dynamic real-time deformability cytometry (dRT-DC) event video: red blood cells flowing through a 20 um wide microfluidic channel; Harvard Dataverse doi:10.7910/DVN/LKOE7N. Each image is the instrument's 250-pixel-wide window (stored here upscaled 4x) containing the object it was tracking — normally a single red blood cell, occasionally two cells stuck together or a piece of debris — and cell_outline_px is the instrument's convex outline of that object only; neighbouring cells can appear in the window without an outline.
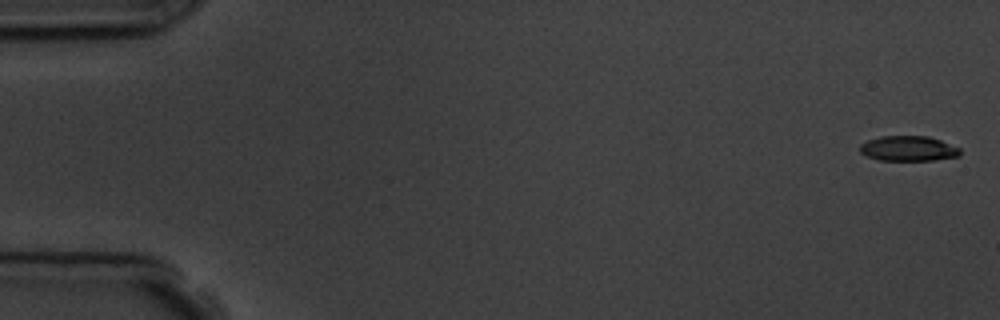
{"species": "common noctule bat (a hibernating species)", "species_latin": "Nyctalus noctula", "temperature_condition": "room temperature", "stored_images_in_passage": 11, "camera_frame_rate_fps": 3000, "um_per_image_px": 0.085, "animal": {"sex": "male", "body_mass_g": 19.5, "forearm_length_mm": 54.6}, "frame": {"image": 1, "passage_image": 1, "time_ms": 0.0, "image_size_px": [1000, 320], "cell_outline_px": [[960, 156], [936, 160], [880, 160], [868, 156], [860, 152], [860, 144], [868, 140], [880, 136], [928, 136], [940, 140], [960, 148]], "centroid_in_image_um": [77.22, 12.62], "position_along_channel_um": 7.8, "area_um2": 14.62}}
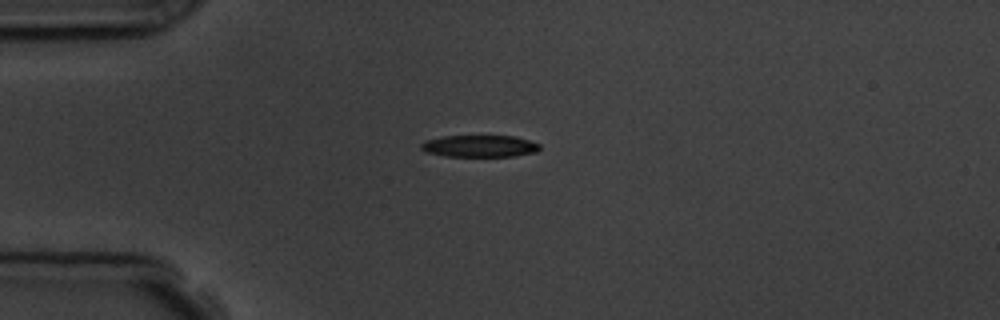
{"frame": {"image": 2, "passage_image": 4, "time_ms": 4.333, "image_size_px": [1000, 320], "cell_outline_px": [[540, 148], [536, 152], [516, 156], [444, 156], [428, 152], [420, 148], [420, 144], [424, 140], [444, 136], [516, 136], [540, 144]], "centroid_in_image_um": [40.77, 12.41], "position_along_channel_um": 44.2, "area_um2": 15.14}}
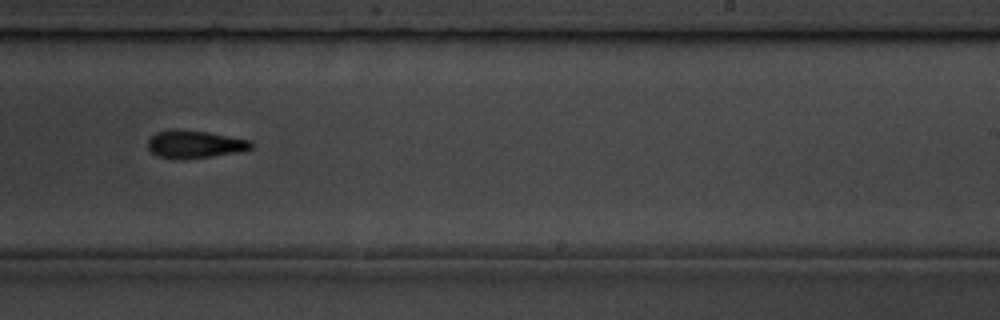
{"frame": {"image": 3, "passage_image": 10, "time_ms": 11.0, "image_size_px": [1000, 320], "cell_outline_px": [[256, 144], [252, 148], [240, 152], [184, 160], [156, 156], [148, 148], [148, 140], [156, 132], [208, 132], [252, 140]], "centroid_in_image_um": [16.64, 12.31], "position_along_channel_um": 272.4, "area_um2": 16.3}}